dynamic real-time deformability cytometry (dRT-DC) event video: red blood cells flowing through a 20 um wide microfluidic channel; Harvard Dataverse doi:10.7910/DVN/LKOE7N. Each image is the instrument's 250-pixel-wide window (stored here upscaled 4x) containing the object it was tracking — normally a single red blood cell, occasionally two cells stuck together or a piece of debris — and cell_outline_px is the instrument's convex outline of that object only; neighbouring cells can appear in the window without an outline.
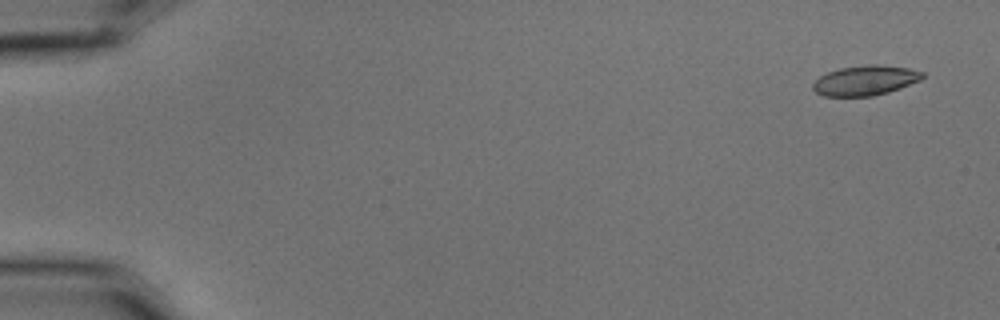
{"species": "common noctule bat (a hibernating species)", "species_latin": "Nyctalus noctula", "temperature_condition": "cold", "stored_images_in_passage": 3, "camera_frame_rate_fps": 3000, "um_per_image_px": 0.085, "animal": {"sex": "male", "body_mass_g": 15.6}, "frame": {"image": 1, "passage_image": 1, "time_ms": 0.0, "image_size_px": [1000, 320], "cell_outline_px": [[924, 76], [920, 80], [900, 88], [888, 92], [872, 96], [824, 96], [816, 92], [812, 88], [812, 84], [820, 76], [828, 72], [840, 68], [868, 64], [876, 64], [908, 68], [924, 72]], "centroid_in_image_um": [73.54, 6.83], "position_along_channel_um": 11.5, "area_um2": 19.02}}